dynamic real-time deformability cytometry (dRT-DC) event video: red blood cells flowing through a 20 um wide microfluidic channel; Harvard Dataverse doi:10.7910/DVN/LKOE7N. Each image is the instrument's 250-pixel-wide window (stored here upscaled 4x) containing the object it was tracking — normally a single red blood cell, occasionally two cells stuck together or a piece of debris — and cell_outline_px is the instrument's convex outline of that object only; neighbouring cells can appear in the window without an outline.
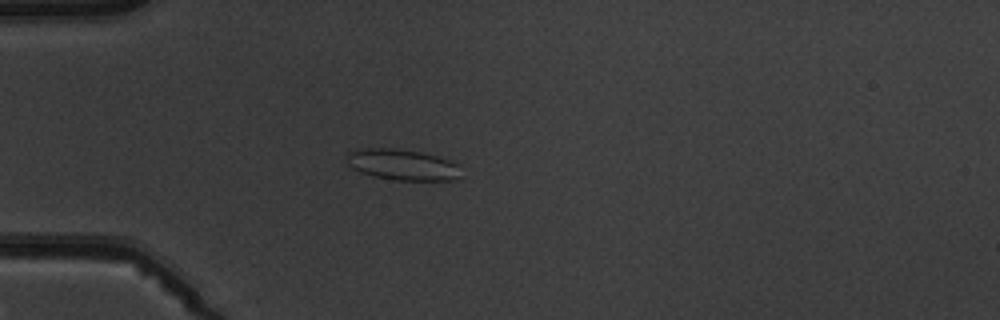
{"species": "common noctule bat (a hibernating species)", "species_latin": "Nyctalus noctula", "temperature_condition": "warm", "stored_images_in_passage": 5, "camera_frame_rate_fps": 3000, "um_per_image_px": 0.085, "animal": {"sex": "male", "body_mass_g": 19.5, "forearm_length_mm": 54.6}, "frame": {"image": 1, "passage_image": 5, "time_ms": 4.667, "image_size_px": [1000, 320], "cell_outline_px": [[460, 164], [456, 176], [452, 180], [396, 180], [372, 176], [360, 172], [352, 168], [344, 160], [344, 156], [348, 152], [368, 148], [392, 148], [420, 152], [440, 156], [452, 160]], "centroid_in_image_um": [34.16, 13.99], "position_along_channel_um": 50.8, "area_um2": 20.69}}